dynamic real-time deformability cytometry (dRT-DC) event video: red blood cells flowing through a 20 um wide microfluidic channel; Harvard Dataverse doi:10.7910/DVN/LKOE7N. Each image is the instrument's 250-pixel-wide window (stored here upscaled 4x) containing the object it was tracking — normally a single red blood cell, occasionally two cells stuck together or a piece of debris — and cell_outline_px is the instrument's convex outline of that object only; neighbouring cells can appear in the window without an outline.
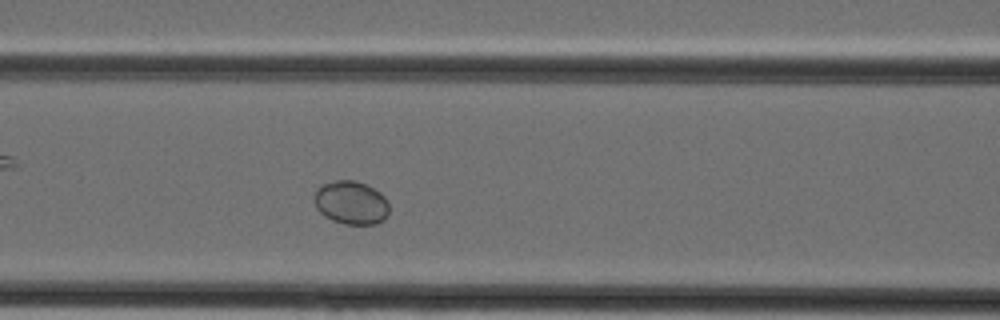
{"species": "Egyptian fruit bat (a non-hibernating species)", "species_latin": "Rousettus aegyptiacus", "temperature_condition": "cold", "stored_images_in_passage": 26, "camera_frame_rate_fps": 3000, "um_per_image_px": 0.085, "animal": {"sex": "female"}, "frame": {"image": 1, "passage_image": 6, "time_ms": 1.667, "image_size_px": [1000, 320], "cell_outline_px": [[388, 216], [384, 220], [376, 224], [344, 224], [332, 220], [324, 216], [316, 208], [316, 188], [324, 184], [336, 180], [356, 180], [380, 192], [384, 196], [388, 204]], "centroid_in_image_um": [29.86, 17.24], "position_along_channel_um": 136.7, "area_um2": 18.84}}
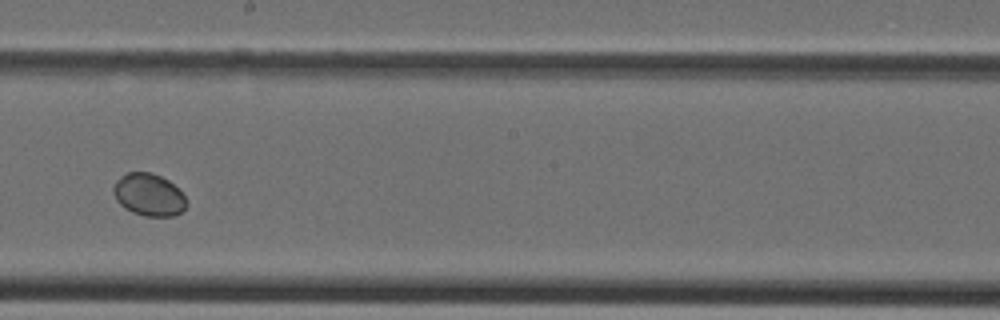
{"frame": {"image": 2, "passage_image": 12, "time_ms": 3.667, "image_size_px": [1000, 320], "cell_outline_px": [[188, 204], [180, 212], [172, 216], [144, 216], [132, 212], [124, 208], [116, 200], [112, 188], [116, 180], [120, 176], [128, 172], [152, 172], [168, 180], [184, 196]], "centroid_in_image_um": [12.61, 16.55], "position_along_channel_um": 235.6, "area_um2": 17.98}}
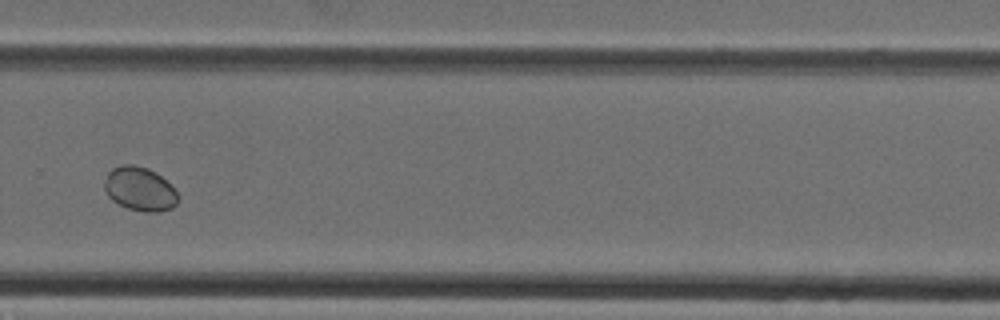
{"frame": {"image": 3, "passage_image": 17, "time_ms": 5.333, "image_size_px": [1000, 320], "cell_outline_px": [[180, 200], [172, 208], [160, 212], [144, 212], [128, 208], [112, 200], [108, 196], [104, 188], [104, 180], [108, 172], [112, 168], [120, 164], [132, 164], [148, 168], [156, 172], [180, 196]], "centroid_in_image_um": [11.87, 16.06], "position_along_channel_um": 317.9, "area_um2": 18.9}}